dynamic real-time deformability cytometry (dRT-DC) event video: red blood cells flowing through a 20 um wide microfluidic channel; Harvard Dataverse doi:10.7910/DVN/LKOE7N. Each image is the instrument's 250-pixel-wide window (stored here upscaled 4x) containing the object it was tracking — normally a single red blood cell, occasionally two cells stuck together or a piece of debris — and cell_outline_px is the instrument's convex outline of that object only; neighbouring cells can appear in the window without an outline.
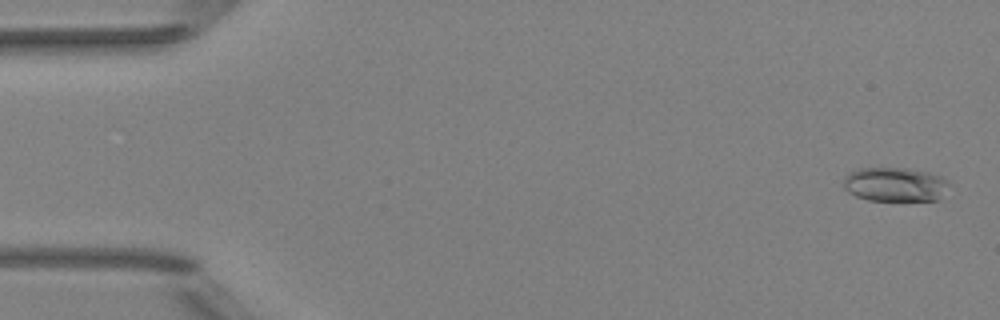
{"species": "Egyptian fruit bat (a non-hibernating species)", "species_latin": "Rousettus aegyptiacus", "temperature_condition": "room temperature", "stored_images_in_passage": 51, "camera_frame_rate_fps": 3000, "um_per_image_px": 0.085, "animal": {"sex": "female"}, "frame": {"image": 1, "passage_image": 2, "time_ms": 0.333, "image_size_px": [1000, 320], "cell_outline_px": [[952, 184], [940, 200], [868, 200], [856, 196], [848, 192], [844, 188], [844, 176], [856, 168], [904, 168], [928, 172], [940, 176], [948, 180]], "centroid_in_image_um": [76.11, 15.68], "position_along_channel_um": 8.9, "area_um2": 21.27}}
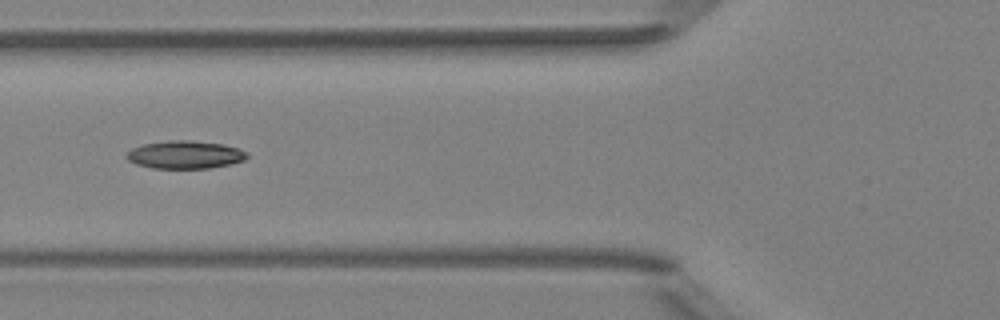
{"frame": {"image": 2, "passage_image": 20, "time_ms": 6.333, "image_size_px": [1000, 320], "cell_outline_px": [[248, 156], [244, 160], [232, 164], [208, 168], [152, 168], [136, 164], [128, 160], [124, 156], [132, 148], [144, 144], [172, 140], [188, 140], [224, 144], [240, 148], [248, 152]], "centroid_in_image_um": [15.76, 13.15], "position_along_channel_um": 110.0, "area_um2": 19.65}}
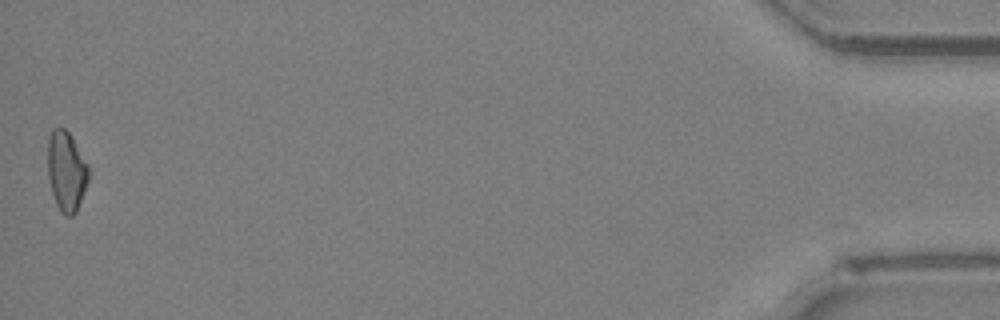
{"frame": {"image": 3, "passage_image": 51, "time_ms": 16.667, "image_size_px": [1000, 320], "cell_outline_px": [[88, 180], [76, 212], [72, 216], [64, 216], [60, 212], [56, 204], [52, 192], [48, 176], [48, 136], [52, 128], [64, 128], [72, 136], [88, 164]], "centroid_in_image_um": [5.63, 14.54], "position_along_channel_um": 429.6, "area_um2": 19.02}}